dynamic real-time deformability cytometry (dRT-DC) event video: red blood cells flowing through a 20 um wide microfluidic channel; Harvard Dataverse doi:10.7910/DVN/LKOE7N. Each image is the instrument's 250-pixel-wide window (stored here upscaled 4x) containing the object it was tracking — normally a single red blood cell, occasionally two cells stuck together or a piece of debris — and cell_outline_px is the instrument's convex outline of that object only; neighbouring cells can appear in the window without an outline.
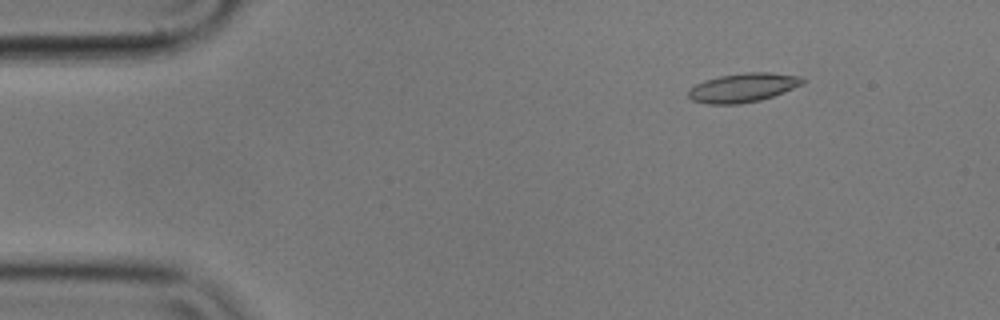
{"species": "common noctule bat (a hibernating species)", "species_latin": "Nyctalus noctula", "temperature_condition": "cold", "stored_images_in_passage": 5, "camera_frame_rate_fps": 3000, "um_per_image_px": 0.085, "animal": {"sex": "male", "body_mass_g": 17.9}, "frame": {"image": 1, "passage_image": 2, "time_ms": 0.333, "image_size_px": [1000, 320], "cell_outline_px": [[804, 84], [784, 92], [760, 100], [740, 104], [708, 104], [692, 100], [688, 96], [688, 92], [696, 84], [704, 80], [720, 76], [744, 72], [772, 72], [804, 76]], "centroid_in_image_um": [63.2, 7.44], "position_along_channel_um": 21.8, "area_um2": 19.42}}
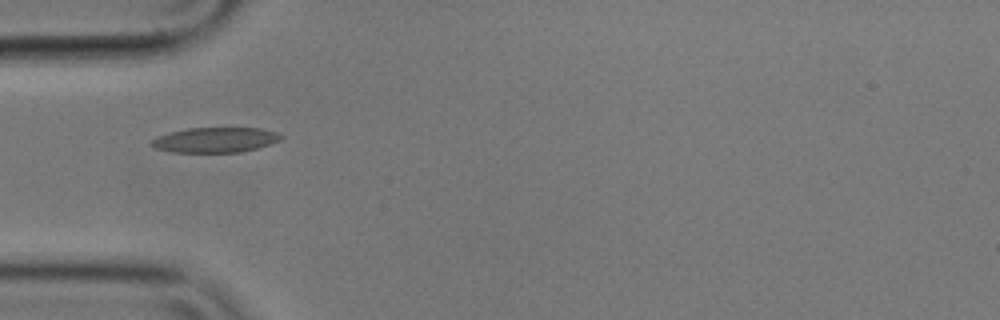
{"frame": {"image": 2, "passage_image": 5, "time_ms": 1.333, "image_size_px": [1000, 320], "cell_outline_px": [[284, 136], [280, 140], [256, 148], [240, 152], [172, 152], [156, 148], [148, 144], [156, 136], [188, 128], [260, 128], [276, 132]], "centroid_in_image_um": [18.27, 11.89], "position_along_channel_um": 66.7, "area_um2": 18.79}}